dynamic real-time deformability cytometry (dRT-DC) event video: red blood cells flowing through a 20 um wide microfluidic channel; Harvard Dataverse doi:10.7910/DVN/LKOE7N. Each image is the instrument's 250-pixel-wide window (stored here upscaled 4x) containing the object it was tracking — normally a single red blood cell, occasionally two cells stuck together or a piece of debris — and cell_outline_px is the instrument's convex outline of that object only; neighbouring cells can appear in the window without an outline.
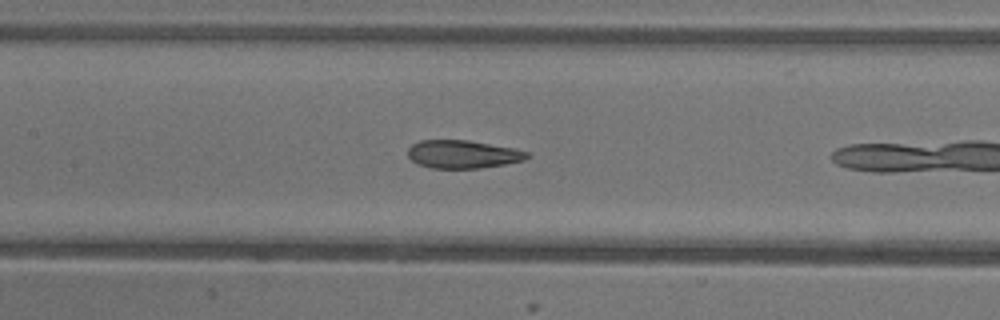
{"species": "common noctule bat (a hibernating species)", "species_latin": "Nyctalus noctula", "temperature_condition": "warm", "stored_images_in_passage": 12, "camera_frame_rate_fps": 3000, "um_per_image_px": 0.085, "animal": {"sex": "female"}, "frame": {"image": 1, "passage_image": 12, "time_ms": 3.667, "image_size_px": [1000, 320], "cell_outline_px": [[532, 156], [524, 160], [504, 164], [480, 168], [432, 168], [416, 164], [408, 156], [408, 148], [412, 144], [420, 140], [468, 140], [516, 148], [528, 152]], "centroid_in_image_um": [39.35, 13.1], "position_along_channel_um": 168.0, "area_um2": 19.65}}